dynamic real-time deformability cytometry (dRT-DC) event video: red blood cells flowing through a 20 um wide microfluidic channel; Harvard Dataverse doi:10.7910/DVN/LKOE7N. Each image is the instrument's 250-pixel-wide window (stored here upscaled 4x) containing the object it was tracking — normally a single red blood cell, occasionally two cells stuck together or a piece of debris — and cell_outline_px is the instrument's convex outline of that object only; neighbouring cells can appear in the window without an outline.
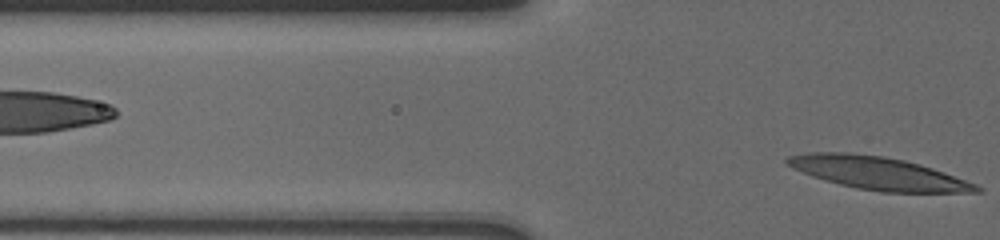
{"species": "human", "species_latin": "Homo sapiens", "temperature_condition": "cold", "stored_images_in_passage": 14, "segment_of_instrument_passage": [2, 2], "camera_frame_rate_fps": 3000, "um_per_image_px": 0.085, "donor": {"sex": "male"}, "frame": {"image": 1, "passage_image": 14, "time_ms": 8.667, "image_size_px": [1000, 240], "cell_outline_px": [[984, 192], [880, 192], [856, 188], [840, 184], [812, 176], [792, 168], [784, 164], [784, 160], [788, 156], [808, 152], [852, 152], [884, 156], [904, 160], [920, 164], [932, 168], [976, 184], [984, 188]], "centroid_in_image_um": [74.61, 14.71], "position_along_channel_um": 51.2, "area_um2": 36.18}}